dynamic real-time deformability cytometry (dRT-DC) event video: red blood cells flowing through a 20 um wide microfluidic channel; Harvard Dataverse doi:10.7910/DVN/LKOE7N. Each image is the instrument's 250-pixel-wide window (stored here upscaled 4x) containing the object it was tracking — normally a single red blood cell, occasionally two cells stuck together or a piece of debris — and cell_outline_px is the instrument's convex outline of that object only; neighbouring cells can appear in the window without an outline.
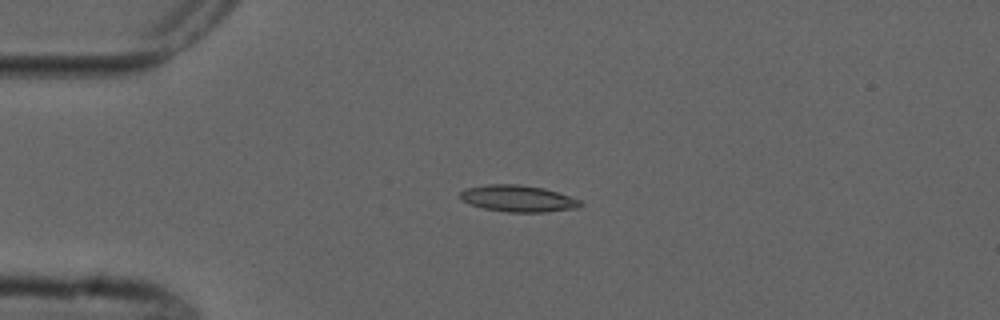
{"species": "common noctule bat (a hibernating species)", "species_latin": "Nyctalus noctula", "temperature_condition": "cold", "stored_images_in_passage": 3, "camera_frame_rate_fps": 3000, "um_per_image_px": 0.085, "animal": {"sex": "male", "forearm_length_mm": 52.5}, "frame": {"image": 1, "passage_image": 3, "time_ms": 3.0, "image_size_px": [1000, 320], "cell_outline_px": [[584, 204], [580, 208], [544, 212], [508, 212], [484, 208], [468, 204], [460, 200], [460, 192], [468, 188], [484, 184], [520, 184], [544, 188], [580, 200]], "centroid_in_image_um": [44.03, 16.88], "position_along_channel_um": 41.0, "area_um2": 18.73}}